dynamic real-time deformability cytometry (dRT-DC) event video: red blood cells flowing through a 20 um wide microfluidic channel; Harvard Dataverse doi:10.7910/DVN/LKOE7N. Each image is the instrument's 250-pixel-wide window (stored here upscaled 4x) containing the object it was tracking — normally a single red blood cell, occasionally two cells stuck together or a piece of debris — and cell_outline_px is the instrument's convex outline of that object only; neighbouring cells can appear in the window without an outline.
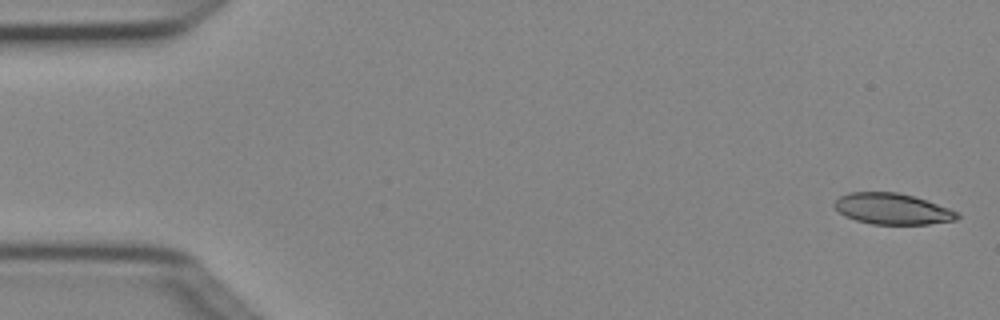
{"species": "Egyptian fruit bat (a non-hibernating species)", "species_latin": "Rousettus aegyptiacus", "temperature_condition": "cold", "stored_images_in_passage": 5, "camera_frame_rate_fps": 3000, "um_per_image_px": 0.085, "animal": {"sex": "female"}, "frame": {"image": 1, "passage_image": 1, "time_ms": 0.0, "image_size_px": [1000, 320], "cell_outline_px": [[960, 216], [956, 220], [928, 224], [872, 224], [856, 220], [844, 216], [832, 204], [840, 196], [848, 192], [896, 192], [912, 196], [960, 212]], "centroid_in_image_um": [75.83, 17.76], "position_along_channel_um": 9.2, "area_um2": 22.08}}
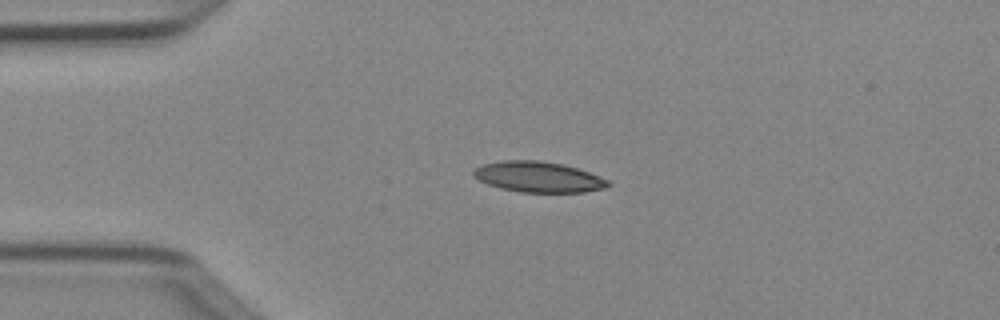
{"frame": {"image": 2, "passage_image": 4, "time_ms": 1.0, "image_size_px": [1000, 320], "cell_outline_px": [[612, 184], [608, 188], [584, 192], [520, 192], [500, 188], [488, 184], [472, 176], [472, 168], [484, 164], [500, 160], [540, 160], [560, 164], [576, 168], [588, 172], [608, 180]], "centroid_in_image_um": [45.74, 15.04], "position_along_channel_um": 39.3, "area_um2": 24.1}}